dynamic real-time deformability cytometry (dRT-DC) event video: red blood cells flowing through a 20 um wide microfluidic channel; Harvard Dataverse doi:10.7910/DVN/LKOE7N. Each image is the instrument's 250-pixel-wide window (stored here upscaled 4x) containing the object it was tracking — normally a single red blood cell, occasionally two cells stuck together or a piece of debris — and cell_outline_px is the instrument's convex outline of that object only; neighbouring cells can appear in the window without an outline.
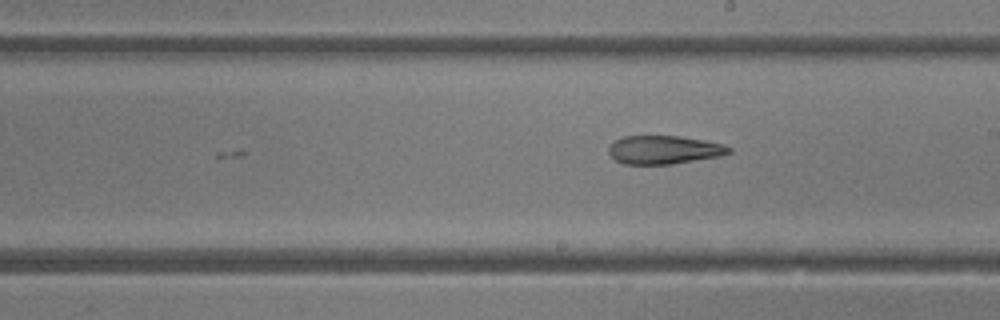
{"species": "common noctule bat (a hibernating species)", "species_latin": "Nyctalus noctula", "temperature_condition": "room temperature", "stored_images_in_passage": 18, "camera_frame_rate_fps": 3000, "um_per_image_px": 0.085, "animal": {"sex": "female"}, "frame": {"image": 1, "passage_image": 18, "time_ms": 5.667, "image_size_px": [1000, 320], "cell_outline_px": [[732, 152], [720, 156], [672, 164], [624, 164], [616, 160], [608, 152], [608, 144], [624, 136], [680, 136], [704, 140], [724, 144], [732, 148]], "centroid_in_image_um": [56.45, 12.73], "position_along_channel_um": 232.6, "area_um2": 20.0}}